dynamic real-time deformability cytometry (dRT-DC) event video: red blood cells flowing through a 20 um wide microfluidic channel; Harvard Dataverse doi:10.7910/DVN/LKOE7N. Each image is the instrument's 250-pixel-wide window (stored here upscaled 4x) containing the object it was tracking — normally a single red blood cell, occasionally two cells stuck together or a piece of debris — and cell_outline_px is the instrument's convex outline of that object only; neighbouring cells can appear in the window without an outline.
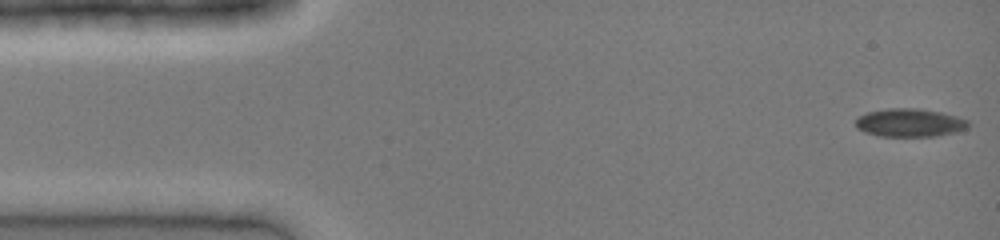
{"species": "common noctule bat (a hibernating species)", "species_latin": "Nyctalus noctula", "temperature_condition": "cold", "stored_images_in_passage": 41, "camera_frame_rate_fps": 3000, "um_per_image_px": 0.085, "animal": {"sex": "female", "body_mass_g": 19.0, "forearm_length_mm": 51.5}, "frame": {"image": 1, "passage_image": 1, "time_ms": 0.0, "image_size_px": [1000, 240], "cell_outline_px": [[968, 128], [956, 132], [936, 136], [880, 136], [864, 132], [856, 128], [856, 116], [868, 112], [888, 108], [916, 108], [940, 112], [956, 116], [968, 120]], "centroid_in_image_um": [77.3, 10.43], "position_along_channel_um": 7.7, "area_um2": 18.55}}
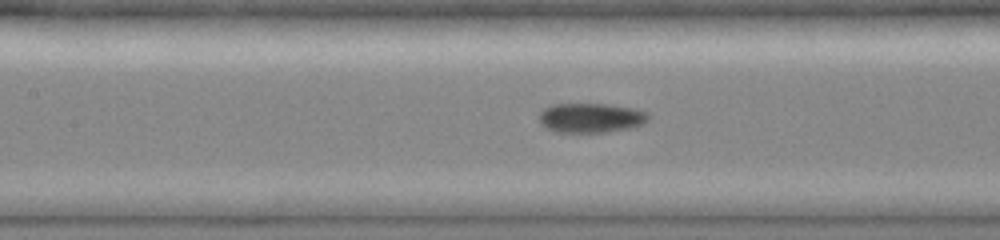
{"frame": {"image": 2, "passage_image": 18, "time_ms": 5.667, "image_size_px": [1000, 240], "cell_outline_px": [[648, 120], [644, 124], [632, 128], [608, 132], [556, 132], [540, 124], [540, 112], [544, 108], [556, 104], [608, 104], [632, 108], [648, 112]], "centroid_in_image_um": [50.25, 10.02], "position_along_channel_um": 157.1, "area_um2": 18.84}}
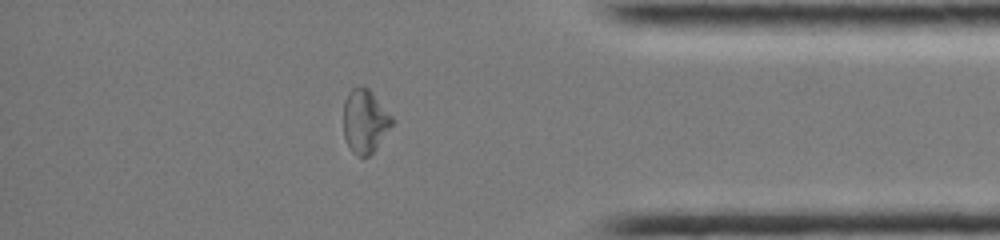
{"frame": {"image": 3, "passage_image": 35, "time_ms": 11.333, "image_size_px": [1000, 240], "cell_outline_px": [[396, 120], [376, 148], [368, 156], [356, 156], [352, 152], [344, 136], [344, 100], [348, 92], [352, 88], [360, 84], [368, 88], [372, 92]], "centroid_in_image_um": [31.03, 10.27], "position_along_channel_um": 404.2, "area_um2": 18.15}}